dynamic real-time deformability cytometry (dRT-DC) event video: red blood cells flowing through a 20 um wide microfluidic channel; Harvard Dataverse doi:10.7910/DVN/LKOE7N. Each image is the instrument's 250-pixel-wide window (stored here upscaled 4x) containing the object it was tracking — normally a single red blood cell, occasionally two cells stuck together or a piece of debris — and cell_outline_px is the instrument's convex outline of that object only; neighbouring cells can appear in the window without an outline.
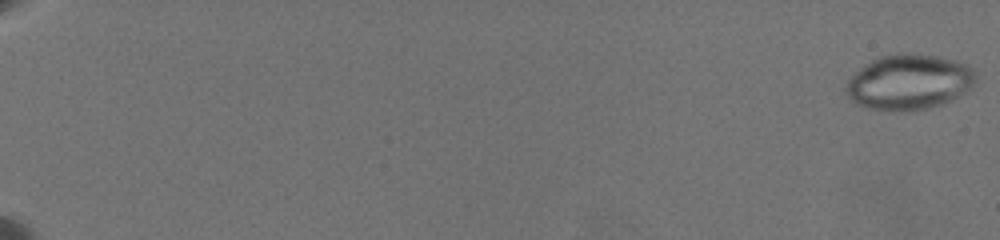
{"species": "common noctule bat (a hibernating species)", "species_latin": "Nyctalus noctula", "temperature_condition": "warm", "stored_images_in_passage": 48, "camera_frame_rate_fps": 3000, "um_per_image_px": 0.085, "animal": {"sex": "female", "body_mass_g": 19.5, "forearm_length_mm": 54.1}, "frame": {"image": 1, "passage_image": 1, "time_ms": 0.0, "image_size_px": [1000, 240], "cell_outline_px": [[976, 76], [956, 96], [940, 104], [924, 108], [872, 108], [860, 104], [852, 100], [848, 96], [848, 80], [860, 68], [872, 60], [880, 56], [900, 52], [936, 56], [956, 60], [968, 64], [972, 68]], "centroid_in_image_um": [77.24, 6.9], "position_along_channel_um": 7.8, "area_um2": 39.82}}
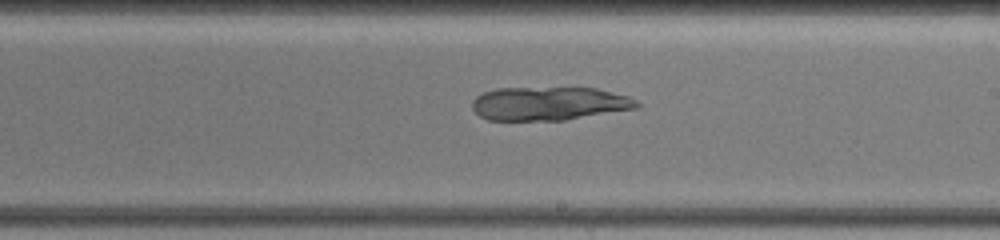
{"frame": {"image": 2, "passage_image": 37, "time_ms": 13.333, "image_size_px": [1000, 240], "cell_outline_px": [[640, 108], [564, 120], [488, 120], [480, 116], [472, 108], [472, 100], [476, 96], [484, 92], [496, 88], [596, 88], [628, 96], [636, 100], [640, 104]], "centroid_in_image_um": [46.68, 8.8], "position_along_channel_um": 242.3, "area_um2": 32.25}}
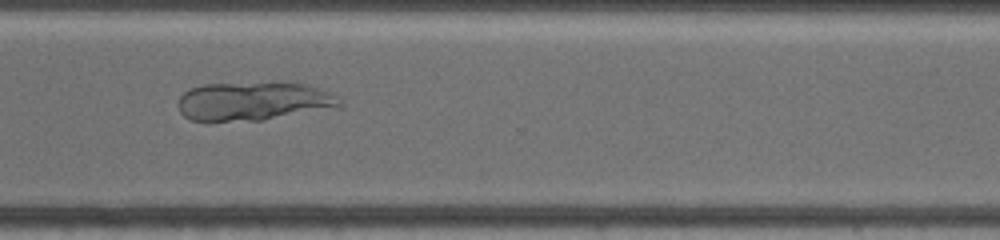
{"frame": {"image": 3, "passage_image": 47, "time_ms": 16.333, "image_size_px": [1000, 240], "cell_outline_px": [[340, 104], [264, 120], [192, 120], [184, 116], [180, 112], [176, 104], [180, 96], [184, 92], [192, 88], [204, 84], [308, 84], [328, 92], [340, 100]], "centroid_in_image_um": [21.39, 8.6], "position_along_channel_um": 349.2, "area_um2": 34.74}}